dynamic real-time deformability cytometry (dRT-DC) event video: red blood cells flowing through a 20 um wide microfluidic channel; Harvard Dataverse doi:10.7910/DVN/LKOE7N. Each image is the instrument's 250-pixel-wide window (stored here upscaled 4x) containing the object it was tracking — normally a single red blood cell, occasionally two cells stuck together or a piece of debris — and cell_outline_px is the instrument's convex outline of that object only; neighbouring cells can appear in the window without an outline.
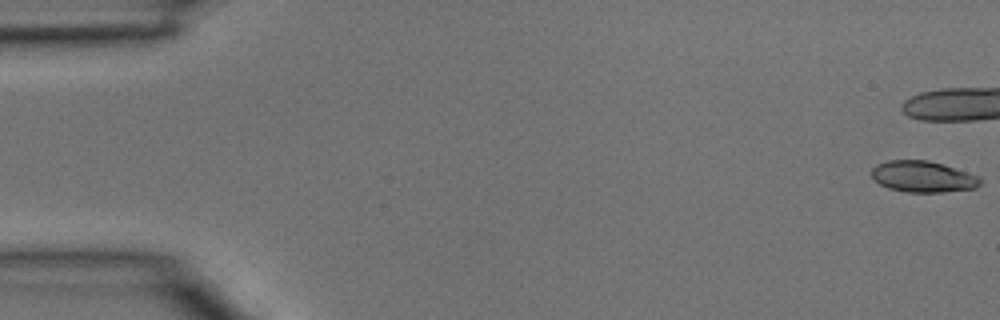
{"species": "common noctule bat (a hibernating species)", "species_latin": "Nyctalus noctula", "temperature_condition": "room temperature", "stored_images_in_passage": 5, "camera_frame_rate_fps": 3000, "um_per_image_px": 0.085, "animal": {"sex": "male", "body_mass_g": 15.6}, "frame": {"image": 1, "passage_image": 1, "time_ms": 0.0, "image_size_px": [1000, 320], "cell_outline_px": [[980, 184], [976, 188], [944, 192], [908, 192], [888, 188], [880, 184], [872, 176], [872, 168], [876, 164], [888, 160], [928, 160], [944, 164], [980, 176]], "centroid_in_image_um": [78.46, 15.01], "position_along_channel_um": 6.5, "area_um2": 19.83}}